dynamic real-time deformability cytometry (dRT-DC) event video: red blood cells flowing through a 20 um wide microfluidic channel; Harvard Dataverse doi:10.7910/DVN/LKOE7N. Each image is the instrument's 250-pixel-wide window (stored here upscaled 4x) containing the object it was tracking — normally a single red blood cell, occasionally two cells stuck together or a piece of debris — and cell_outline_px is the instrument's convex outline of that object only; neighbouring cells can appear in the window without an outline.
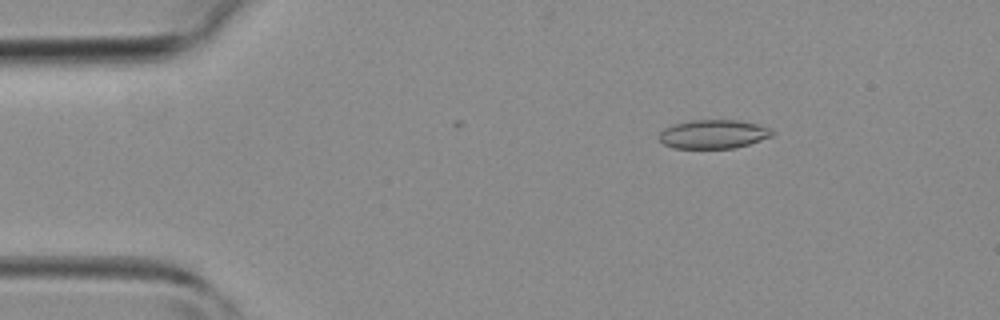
{"species": "common noctule bat (a hibernating species)", "species_latin": "Nyctalus noctula", "temperature_condition": "room temperature", "stored_images_in_passage": 8, "camera_frame_rate_fps": 3000, "um_per_image_px": 0.085, "animal": {"sex": "female", "body_mass_g": 19.3, "forearm_length_mm": 54.1}, "frame": {"image": 1, "passage_image": 6, "time_ms": 1.667, "image_size_px": [1000, 320], "cell_outline_px": [[776, 132], [772, 136], [736, 148], [676, 148], [664, 144], [660, 140], [660, 132], [664, 128], [672, 124], [692, 120], [740, 120], [756, 124], [768, 128]], "centroid_in_image_um": [60.64, 11.4], "position_along_channel_um": 24.4, "area_um2": 18.9}}